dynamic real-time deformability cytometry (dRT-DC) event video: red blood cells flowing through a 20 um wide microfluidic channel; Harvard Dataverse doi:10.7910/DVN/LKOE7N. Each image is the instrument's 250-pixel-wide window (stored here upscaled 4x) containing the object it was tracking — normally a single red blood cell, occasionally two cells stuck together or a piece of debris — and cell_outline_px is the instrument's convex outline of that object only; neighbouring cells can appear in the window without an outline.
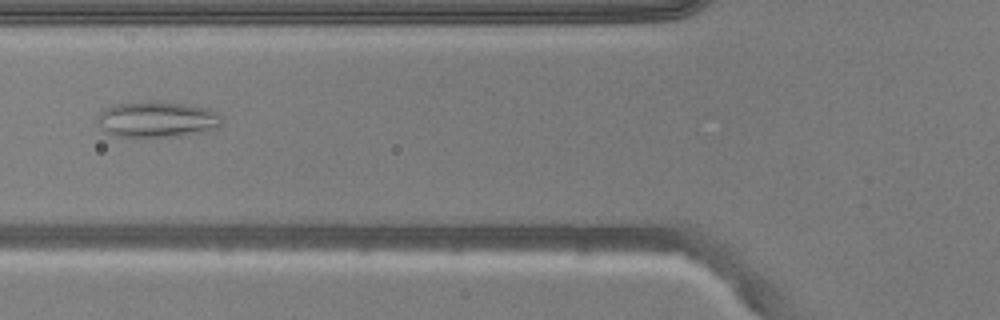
{"species": "common noctule bat (a hibernating species)", "species_latin": "Nyctalus noctula", "temperature_condition": "warm", "stored_images_in_passage": 51, "camera_frame_rate_fps": 3000, "um_per_image_px": 0.085, "animal": {"sex": "male", "body_mass_g": 20.5, "forearm_length_mm": 52.5}, "frame": {"image": 1, "passage_image": 19, "time_ms": 6.0, "image_size_px": [1000, 320], "cell_outline_px": [[224, 124], [220, 128], [204, 132], [180, 136], [116, 136], [104, 132], [96, 116], [104, 108], [116, 104], [192, 104], [208, 108], [216, 112], [224, 120]], "centroid_in_image_um": [13.44, 10.19], "position_along_channel_um": 112.4, "area_um2": 25.49}}
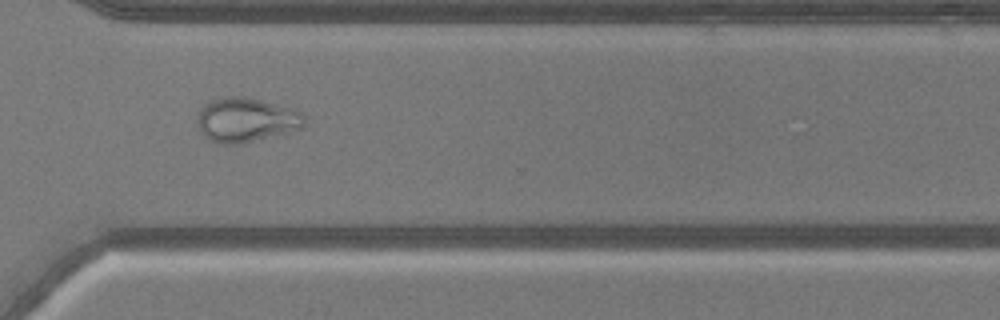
{"frame": {"image": 2, "passage_image": 37, "time_ms": 12.0, "image_size_px": [1000, 320], "cell_outline_px": [[308, 120], [304, 128], [236, 144], [220, 144], [208, 140], [200, 132], [196, 120], [200, 108], [204, 104], [212, 100], [224, 96], [244, 96], [296, 108]], "centroid_in_image_um": [20.92, 10.17], "position_along_channel_um": 349.7, "area_um2": 28.03}}
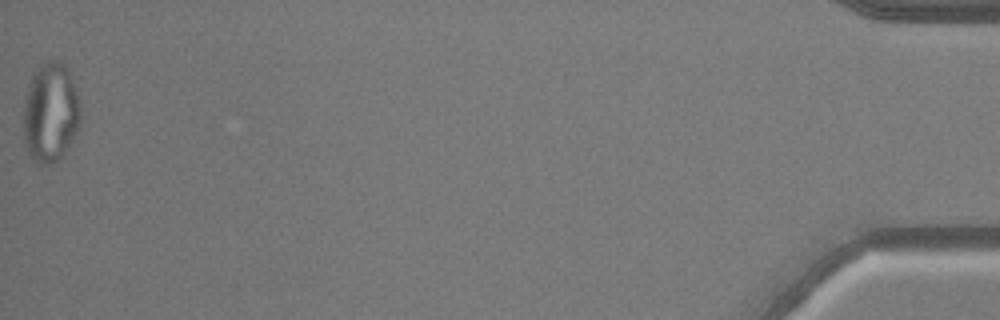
{"frame": {"image": 3, "passage_image": 51, "time_ms": 16.667, "image_size_px": [1000, 320], "cell_outline_px": [[80, 120], [68, 144], [60, 156], [56, 160], [48, 164], [36, 164], [28, 152], [24, 140], [24, 104], [28, 84], [32, 76], [40, 64], [48, 60], [56, 60], [64, 64], [76, 92], [80, 104]], "centroid_in_image_um": [4.25, 9.55], "position_along_channel_um": 430.9, "area_um2": 32.31}, "authors_computed_cell_mechanics": {"area_um2": 28.7844, "velocity_mm_per_s": 3.962, "shape_relaxation_time_tau1_ms": null, "shape_relaxation_time_tau2_ms": 1.2341, "deformation_change_tau1": null, "deformation_change_tau2": 0.0855}}